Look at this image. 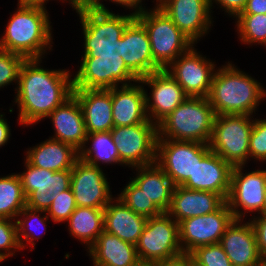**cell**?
I'll return each mask as SVG.
<instances>
[{
    "mask_svg": "<svg viewBox=\"0 0 266 266\" xmlns=\"http://www.w3.org/2000/svg\"><path fill=\"white\" fill-rule=\"evenodd\" d=\"M84 34V55L73 76L74 89H110L118 84L131 85L139 79L121 57V38L135 13L118 15L97 7L76 11ZM129 83V84H128Z\"/></svg>",
    "mask_w": 266,
    "mask_h": 266,
    "instance_id": "6da1fadb",
    "label": "cell"
},
{
    "mask_svg": "<svg viewBox=\"0 0 266 266\" xmlns=\"http://www.w3.org/2000/svg\"><path fill=\"white\" fill-rule=\"evenodd\" d=\"M41 59H25L18 78L15 103L22 125L37 123L73 95V78L67 70H48ZM71 78V79H70Z\"/></svg>",
    "mask_w": 266,
    "mask_h": 266,
    "instance_id": "7a4b0ae2",
    "label": "cell"
},
{
    "mask_svg": "<svg viewBox=\"0 0 266 266\" xmlns=\"http://www.w3.org/2000/svg\"><path fill=\"white\" fill-rule=\"evenodd\" d=\"M45 8L18 2L17 11L0 38V49L17 53L26 59L43 58L46 50L52 47L51 23Z\"/></svg>",
    "mask_w": 266,
    "mask_h": 266,
    "instance_id": "3957f363",
    "label": "cell"
},
{
    "mask_svg": "<svg viewBox=\"0 0 266 266\" xmlns=\"http://www.w3.org/2000/svg\"><path fill=\"white\" fill-rule=\"evenodd\" d=\"M260 85L228 62L214 72L208 99L216 115H253L266 96Z\"/></svg>",
    "mask_w": 266,
    "mask_h": 266,
    "instance_id": "277c9868",
    "label": "cell"
},
{
    "mask_svg": "<svg viewBox=\"0 0 266 266\" xmlns=\"http://www.w3.org/2000/svg\"><path fill=\"white\" fill-rule=\"evenodd\" d=\"M215 117L208 97H188L158 124V138L209 144Z\"/></svg>",
    "mask_w": 266,
    "mask_h": 266,
    "instance_id": "5b68a950",
    "label": "cell"
},
{
    "mask_svg": "<svg viewBox=\"0 0 266 266\" xmlns=\"http://www.w3.org/2000/svg\"><path fill=\"white\" fill-rule=\"evenodd\" d=\"M135 16L145 27L153 59L162 69H166L178 56L194 46L157 5L150 12L144 8Z\"/></svg>",
    "mask_w": 266,
    "mask_h": 266,
    "instance_id": "8992f818",
    "label": "cell"
},
{
    "mask_svg": "<svg viewBox=\"0 0 266 266\" xmlns=\"http://www.w3.org/2000/svg\"><path fill=\"white\" fill-rule=\"evenodd\" d=\"M251 115H216L209 142L210 150L232 166L249 160V139L254 120Z\"/></svg>",
    "mask_w": 266,
    "mask_h": 266,
    "instance_id": "52a82bcc",
    "label": "cell"
},
{
    "mask_svg": "<svg viewBox=\"0 0 266 266\" xmlns=\"http://www.w3.org/2000/svg\"><path fill=\"white\" fill-rule=\"evenodd\" d=\"M111 135L120 164L141 167L156 163L158 125L149 119L140 124L114 126Z\"/></svg>",
    "mask_w": 266,
    "mask_h": 266,
    "instance_id": "ba28073f",
    "label": "cell"
},
{
    "mask_svg": "<svg viewBox=\"0 0 266 266\" xmlns=\"http://www.w3.org/2000/svg\"><path fill=\"white\" fill-rule=\"evenodd\" d=\"M135 247L139 260L150 264L183 253L179 241V223L167 212L148 218Z\"/></svg>",
    "mask_w": 266,
    "mask_h": 266,
    "instance_id": "9c48e42d",
    "label": "cell"
},
{
    "mask_svg": "<svg viewBox=\"0 0 266 266\" xmlns=\"http://www.w3.org/2000/svg\"><path fill=\"white\" fill-rule=\"evenodd\" d=\"M210 151L209 144L158 138L156 164L176 186H182L193 175L196 162Z\"/></svg>",
    "mask_w": 266,
    "mask_h": 266,
    "instance_id": "30bf717a",
    "label": "cell"
},
{
    "mask_svg": "<svg viewBox=\"0 0 266 266\" xmlns=\"http://www.w3.org/2000/svg\"><path fill=\"white\" fill-rule=\"evenodd\" d=\"M25 166L26 171L18 175L26 196V207L47 211L55 194L70 188L71 170L54 172L34 167L27 160Z\"/></svg>",
    "mask_w": 266,
    "mask_h": 266,
    "instance_id": "8fae6325",
    "label": "cell"
},
{
    "mask_svg": "<svg viewBox=\"0 0 266 266\" xmlns=\"http://www.w3.org/2000/svg\"><path fill=\"white\" fill-rule=\"evenodd\" d=\"M233 219L232 211L225 202L213 213L181 221L179 223V241L182 251L191 253L197 247L220 243L221 237Z\"/></svg>",
    "mask_w": 266,
    "mask_h": 266,
    "instance_id": "7c38bea8",
    "label": "cell"
},
{
    "mask_svg": "<svg viewBox=\"0 0 266 266\" xmlns=\"http://www.w3.org/2000/svg\"><path fill=\"white\" fill-rule=\"evenodd\" d=\"M244 165L233 166L231 172L230 191L227 204L234 219H242L248 212L263 214L266 170H255L243 173ZM241 207L243 211H239Z\"/></svg>",
    "mask_w": 266,
    "mask_h": 266,
    "instance_id": "4fadbf2b",
    "label": "cell"
},
{
    "mask_svg": "<svg viewBox=\"0 0 266 266\" xmlns=\"http://www.w3.org/2000/svg\"><path fill=\"white\" fill-rule=\"evenodd\" d=\"M166 70L189 97H208L216 71L215 65L197 53L193 46L178 56Z\"/></svg>",
    "mask_w": 266,
    "mask_h": 266,
    "instance_id": "5bb4252c",
    "label": "cell"
},
{
    "mask_svg": "<svg viewBox=\"0 0 266 266\" xmlns=\"http://www.w3.org/2000/svg\"><path fill=\"white\" fill-rule=\"evenodd\" d=\"M138 83L147 84L152 89V100L145 92L146 113L148 119L157 125L189 97L166 69L152 72L140 78Z\"/></svg>",
    "mask_w": 266,
    "mask_h": 266,
    "instance_id": "9a60e30c",
    "label": "cell"
},
{
    "mask_svg": "<svg viewBox=\"0 0 266 266\" xmlns=\"http://www.w3.org/2000/svg\"><path fill=\"white\" fill-rule=\"evenodd\" d=\"M100 167L80 158L71 169V184L75 202L80 207L105 208L113 199L109 182Z\"/></svg>",
    "mask_w": 266,
    "mask_h": 266,
    "instance_id": "2e32d148",
    "label": "cell"
},
{
    "mask_svg": "<svg viewBox=\"0 0 266 266\" xmlns=\"http://www.w3.org/2000/svg\"><path fill=\"white\" fill-rule=\"evenodd\" d=\"M156 5L193 43L209 32L212 24L209 0H159Z\"/></svg>",
    "mask_w": 266,
    "mask_h": 266,
    "instance_id": "e0dca14e",
    "label": "cell"
},
{
    "mask_svg": "<svg viewBox=\"0 0 266 266\" xmlns=\"http://www.w3.org/2000/svg\"><path fill=\"white\" fill-rule=\"evenodd\" d=\"M121 57L138 79L162 69L153 59L145 27L136 18L126 27L121 38Z\"/></svg>",
    "mask_w": 266,
    "mask_h": 266,
    "instance_id": "ac0fdd59",
    "label": "cell"
},
{
    "mask_svg": "<svg viewBox=\"0 0 266 266\" xmlns=\"http://www.w3.org/2000/svg\"><path fill=\"white\" fill-rule=\"evenodd\" d=\"M232 168L229 162L210 150L196 162L193 175L182 186L192 190L215 192L227 200Z\"/></svg>",
    "mask_w": 266,
    "mask_h": 266,
    "instance_id": "d6986e66",
    "label": "cell"
},
{
    "mask_svg": "<svg viewBox=\"0 0 266 266\" xmlns=\"http://www.w3.org/2000/svg\"><path fill=\"white\" fill-rule=\"evenodd\" d=\"M242 221L233 219L221 237L220 244L232 266H255L263 259L259 254L251 223L241 224Z\"/></svg>",
    "mask_w": 266,
    "mask_h": 266,
    "instance_id": "ffe728a7",
    "label": "cell"
},
{
    "mask_svg": "<svg viewBox=\"0 0 266 266\" xmlns=\"http://www.w3.org/2000/svg\"><path fill=\"white\" fill-rule=\"evenodd\" d=\"M73 95L81 106L87 133L111 131L112 88L73 89Z\"/></svg>",
    "mask_w": 266,
    "mask_h": 266,
    "instance_id": "44dd1931",
    "label": "cell"
},
{
    "mask_svg": "<svg viewBox=\"0 0 266 266\" xmlns=\"http://www.w3.org/2000/svg\"><path fill=\"white\" fill-rule=\"evenodd\" d=\"M225 202L226 200L215 192L176 186L167 213L180 223L187 218L213 213Z\"/></svg>",
    "mask_w": 266,
    "mask_h": 266,
    "instance_id": "7402d4cb",
    "label": "cell"
},
{
    "mask_svg": "<svg viewBox=\"0 0 266 266\" xmlns=\"http://www.w3.org/2000/svg\"><path fill=\"white\" fill-rule=\"evenodd\" d=\"M48 117L52 119L55 130L51 138L68 143L78 151L85 146L87 137L85 121L81 106L74 95L55 108Z\"/></svg>",
    "mask_w": 266,
    "mask_h": 266,
    "instance_id": "603a6c76",
    "label": "cell"
},
{
    "mask_svg": "<svg viewBox=\"0 0 266 266\" xmlns=\"http://www.w3.org/2000/svg\"><path fill=\"white\" fill-rule=\"evenodd\" d=\"M145 92L144 86L132 83L112 88L114 126L136 125L148 120Z\"/></svg>",
    "mask_w": 266,
    "mask_h": 266,
    "instance_id": "cb8c5ba5",
    "label": "cell"
},
{
    "mask_svg": "<svg viewBox=\"0 0 266 266\" xmlns=\"http://www.w3.org/2000/svg\"><path fill=\"white\" fill-rule=\"evenodd\" d=\"M115 199L104 208V231L136 245L148 218L136 214L120 199Z\"/></svg>",
    "mask_w": 266,
    "mask_h": 266,
    "instance_id": "d4e9b609",
    "label": "cell"
},
{
    "mask_svg": "<svg viewBox=\"0 0 266 266\" xmlns=\"http://www.w3.org/2000/svg\"><path fill=\"white\" fill-rule=\"evenodd\" d=\"M79 159V151L72 145L49 138L27 151L32 166L51 171L71 170Z\"/></svg>",
    "mask_w": 266,
    "mask_h": 266,
    "instance_id": "484cf974",
    "label": "cell"
},
{
    "mask_svg": "<svg viewBox=\"0 0 266 266\" xmlns=\"http://www.w3.org/2000/svg\"><path fill=\"white\" fill-rule=\"evenodd\" d=\"M87 250L93 266H132L140 261L135 245L105 231Z\"/></svg>",
    "mask_w": 266,
    "mask_h": 266,
    "instance_id": "4316f807",
    "label": "cell"
},
{
    "mask_svg": "<svg viewBox=\"0 0 266 266\" xmlns=\"http://www.w3.org/2000/svg\"><path fill=\"white\" fill-rule=\"evenodd\" d=\"M135 168L138 174L132 181L162 212H167L175 188L172 180L156 163Z\"/></svg>",
    "mask_w": 266,
    "mask_h": 266,
    "instance_id": "83f0119b",
    "label": "cell"
},
{
    "mask_svg": "<svg viewBox=\"0 0 266 266\" xmlns=\"http://www.w3.org/2000/svg\"><path fill=\"white\" fill-rule=\"evenodd\" d=\"M69 233L89 249L104 231V208L80 207L67 220Z\"/></svg>",
    "mask_w": 266,
    "mask_h": 266,
    "instance_id": "f1b7e54d",
    "label": "cell"
},
{
    "mask_svg": "<svg viewBox=\"0 0 266 266\" xmlns=\"http://www.w3.org/2000/svg\"><path fill=\"white\" fill-rule=\"evenodd\" d=\"M88 141H92V147L85 145L79 150V158L82 161L96 167H100L99 162L102 164H120L116 144L110 131L87 133L85 144Z\"/></svg>",
    "mask_w": 266,
    "mask_h": 266,
    "instance_id": "f546056e",
    "label": "cell"
},
{
    "mask_svg": "<svg viewBox=\"0 0 266 266\" xmlns=\"http://www.w3.org/2000/svg\"><path fill=\"white\" fill-rule=\"evenodd\" d=\"M25 207L26 196L19 175L0 177V218L14 220Z\"/></svg>",
    "mask_w": 266,
    "mask_h": 266,
    "instance_id": "4dcf8cb0",
    "label": "cell"
},
{
    "mask_svg": "<svg viewBox=\"0 0 266 266\" xmlns=\"http://www.w3.org/2000/svg\"><path fill=\"white\" fill-rule=\"evenodd\" d=\"M236 20L240 41L266 46V14H239Z\"/></svg>",
    "mask_w": 266,
    "mask_h": 266,
    "instance_id": "1f68e13d",
    "label": "cell"
},
{
    "mask_svg": "<svg viewBox=\"0 0 266 266\" xmlns=\"http://www.w3.org/2000/svg\"><path fill=\"white\" fill-rule=\"evenodd\" d=\"M118 196L119 197L117 198L132 211L146 218H151L152 216H157L162 213L155 203L151 199H148V197L143 193V190L132 180L129 181Z\"/></svg>",
    "mask_w": 266,
    "mask_h": 266,
    "instance_id": "d6a6232c",
    "label": "cell"
},
{
    "mask_svg": "<svg viewBox=\"0 0 266 266\" xmlns=\"http://www.w3.org/2000/svg\"><path fill=\"white\" fill-rule=\"evenodd\" d=\"M39 212L40 213L43 212V214L44 213L46 214L45 210H34V209H31V208L25 207L17 215V217L18 216L22 217V215L24 216V219H22V220L21 219H19V220L16 219V221H15L16 222V226H17V239H18V242H19L21 250H23V248H26L25 247L26 245L24 244V241L25 242H29L33 247L35 246V243H34L33 240L36 238L35 237V235H36L35 230L37 231V228H38V230L39 229H43V230L46 229V225H45L46 222L45 221L48 220L49 216L48 215H46V216L43 215V217H40ZM37 213L39 214V216L37 215ZM33 229H34V233L32 232ZM43 230H41V231H43Z\"/></svg>",
    "mask_w": 266,
    "mask_h": 266,
    "instance_id": "836d02e7",
    "label": "cell"
},
{
    "mask_svg": "<svg viewBox=\"0 0 266 266\" xmlns=\"http://www.w3.org/2000/svg\"><path fill=\"white\" fill-rule=\"evenodd\" d=\"M191 254L199 266H232L220 243L197 247Z\"/></svg>",
    "mask_w": 266,
    "mask_h": 266,
    "instance_id": "e575fe53",
    "label": "cell"
},
{
    "mask_svg": "<svg viewBox=\"0 0 266 266\" xmlns=\"http://www.w3.org/2000/svg\"><path fill=\"white\" fill-rule=\"evenodd\" d=\"M25 57L0 49V88L13 81L18 83L19 72Z\"/></svg>",
    "mask_w": 266,
    "mask_h": 266,
    "instance_id": "d590c367",
    "label": "cell"
},
{
    "mask_svg": "<svg viewBox=\"0 0 266 266\" xmlns=\"http://www.w3.org/2000/svg\"><path fill=\"white\" fill-rule=\"evenodd\" d=\"M55 197L46 214L54 222H65L77 208L73 191L70 187L63 192H58Z\"/></svg>",
    "mask_w": 266,
    "mask_h": 266,
    "instance_id": "8d00e7d4",
    "label": "cell"
},
{
    "mask_svg": "<svg viewBox=\"0 0 266 266\" xmlns=\"http://www.w3.org/2000/svg\"><path fill=\"white\" fill-rule=\"evenodd\" d=\"M249 156L266 162V119H255L249 139Z\"/></svg>",
    "mask_w": 266,
    "mask_h": 266,
    "instance_id": "74e56055",
    "label": "cell"
},
{
    "mask_svg": "<svg viewBox=\"0 0 266 266\" xmlns=\"http://www.w3.org/2000/svg\"><path fill=\"white\" fill-rule=\"evenodd\" d=\"M16 249H21L17 239L16 222H12V219L0 218V255L6 259L15 255Z\"/></svg>",
    "mask_w": 266,
    "mask_h": 266,
    "instance_id": "f35d334b",
    "label": "cell"
},
{
    "mask_svg": "<svg viewBox=\"0 0 266 266\" xmlns=\"http://www.w3.org/2000/svg\"><path fill=\"white\" fill-rule=\"evenodd\" d=\"M260 216L250 220V223L254 229L259 254L263 260H266V214Z\"/></svg>",
    "mask_w": 266,
    "mask_h": 266,
    "instance_id": "ab89813d",
    "label": "cell"
},
{
    "mask_svg": "<svg viewBox=\"0 0 266 266\" xmlns=\"http://www.w3.org/2000/svg\"><path fill=\"white\" fill-rule=\"evenodd\" d=\"M220 4L225 12L231 15V17H237L245 8L247 0H209V6L212 8L213 2Z\"/></svg>",
    "mask_w": 266,
    "mask_h": 266,
    "instance_id": "60d3db41",
    "label": "cell"
},
{
    "mask_svg": "<svg viewBox=\"0 0 266 266\" xmlns=\"http://www.w3.org/2000/svg\"><path fill=\"white\" fill-rule=\"evenodd\" d=\"M194 261L191 253H181L164 261L153 264V266H190Z\"/></svg>",
    "mask_w": 266,
    "mask_h": 266,
    "instance_id": "b9f144b4",
    "label": "cell"
},
{
    "mask_svg": "<svg viewBox=\"0 0 266 266\" xmlns=\"http://www.w3.org/2000/svg\"><path fill=\"white\" fill-rule=\"evenodd\" d=\"M240 14H266V0H247Z\"/></svg>",
    "mask_w": 266,
    "mask_h": 266,
    "instance_id": "7bdbcfd3",
    "label": "cell"
},
{
    "mask_svg": "<svg viewBox=\"0 0 266 266\" xmlns=\"http://www.w3.org/2000/svg\"><path fill=\"white\" fill-rule=\"evenodd\" d=\"M111 2H114L116 4H120L123 7H127L128 9H132L134 8L135 10V14L142 11L144 8L142 7L141 3L142 0H109ZM139 5V6H138ZM95 7L100 8V9H104L107 10V8L105 7V5L103 3H101V0H96V5Z\"/></svg>",
    "mask_w": 266,
    "mask_h": 266,
    "instance_id": "ee69618b",
    "label": "cell"
},
{
    "mask_svg": "<svg viewBox=\"0 0 266 266\" xmlns=\"http://www.w3.org/2000/svg\"><path fill=\"white\" fill-rule=\"evenodd\" d=\"M3 114L0 113V147L4 146L11 135L9 125L6 119L3 118Z\"/></svg>",
    "mask_w": 266,
    "mask_h": 266,
    "instance_id": "f6af8a7d",
    "label": "cell"
},
{
    "mask_svg": "<svg viewBox=\"0 0 266 266\" xmlns=\"http://www.w3.org/2000/svg\"><path fill=\"white\" fill-rule=\"evenodd\" d=\"M67 1V0H64ZM74 10L95 7L96 0H68Z\"/></svg>",
    "mask_w": 266,
    "mask_h": 266,
    "instance_id": "bcb514c9",
    "label": "cell"
},
{
    "mask_svg": "<svg viewBox=\"0 0 266 266\" xmlns=\"http://www.w3.org/2000/svg\"><path fill=\"white\" fill-rule=\"evenodd\" d=\"M46 1H49V0H18L19 3L41 5V6H45L44 4L46 3Z\"/></svg>",
    "mask_w": 266,
    "mask_h": 266,
    "instance_id": "7dc6e473",
    "label": "cell"
},
{
    "mask_svg": "<svg viewBox=\"0 0 266 266\" xmlns=\"http://www.w3.org/2000/svg\"><path fill=\"white\" fill-rule=\"evenodd\" d=\"M132 266H153V264L145 263L143 261H139L138 263H136L135 265H132Z\"/></svg>",
    "mask_w": 266,
    "mask_h": 266,
    "instance_id": "c3c4849f",
    "label": "cell"
},
{
    "mask_svg": "<svg viewBox=\"0 0 266 266\" xmlns=\"http://www.w3.org/2000/svg\"><path fill=\"white\" fill-rule=\"evenodd\" d=\"M264 206H263V213L266 214V184H265V196H264Z\"/></svg>",
    "mask_w": 266,
    "mask_h": 266,
    "instance_id": "681fc988",
    "label": "cell"
},
{
    "mask_svg": "<svg viewBox=\"0 0 266 266\" xmlns=\"http://www.w3.org/2000/svg\"><path fill=\"white\" fill-rule=\"evenodd\" d=\"M255 266H266V260H262L259 264Z\"/></svg>",
    "mask_w": 266,
    "mask_h": 266,
    "instance_id": "f907efd6",
    "label": "cell"
},
{
    "mask_svg": "<svg viewBox=\"0 0 266 266\" xmlns=\"http://www.w3.org/2000/svg\"><path fill=\"white\" fill-rule=\"evenodd\" d=\"M190 266H199L196 262H192L191 264H190Z\"/></svg>",
    "mask_w": 266,
    "mask_h": 266,
    "instance_id": "816d5d0a",
    "label": "cell"
},
{
    "mask_svg": "<svg viewBox=\"0 0 266 266\" xmlns=\"http://www.w3.org/2000/svg\"><path fill=\"white\" fill-rule=\"evenodd\" d=\"M4 260H5V258L2 255H0V262H2Z\"/></svg>",
    "mask_w": 266,
    "mask_h": 266,
    "instance_id": "f5cc1de1",
    "label": "cell"
}]
</instances>
